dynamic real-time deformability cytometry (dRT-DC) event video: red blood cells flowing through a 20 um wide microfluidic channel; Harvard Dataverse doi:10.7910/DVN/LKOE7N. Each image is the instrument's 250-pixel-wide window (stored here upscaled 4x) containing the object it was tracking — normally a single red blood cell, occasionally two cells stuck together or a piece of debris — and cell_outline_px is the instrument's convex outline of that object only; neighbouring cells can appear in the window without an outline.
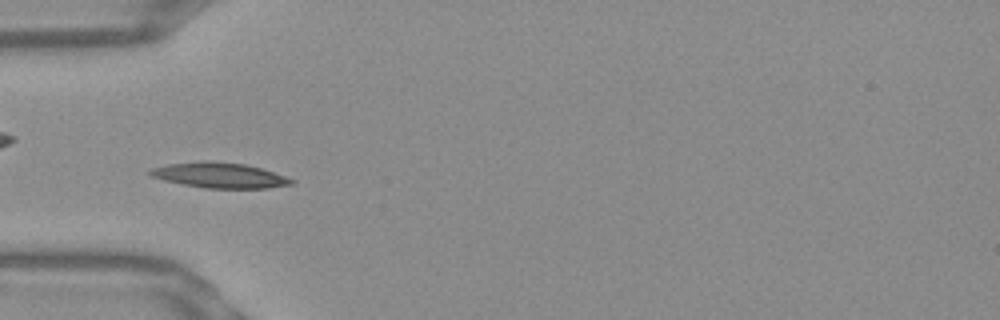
{"species": "Egyptian fruit bat (a non-hibernating species)", "species_latin": "Rousettus aegyptiacus", "temperature_condition": "warm", "stored_images_in_passage": 53, "camera_frame_rate_fps": 3000, "um_per_image_px": 0.085, "frame": {"image": 1, "passage_image": 17, "time_ms": 5.333, "image_size_px": [1000, 320], "cell_outline_px": [[296, 184], [268, 188], [204, 188], [164, 180], [152, 176], [148, 172], [152, 168], [168, 164], [200, 160], [204, 160], [244, 164], [260, 168], [296, 180]], "centroid_in_image_um": [18.69, 14.9], "position_along_channel_um": 66.3, "area_um2": 20.75}}
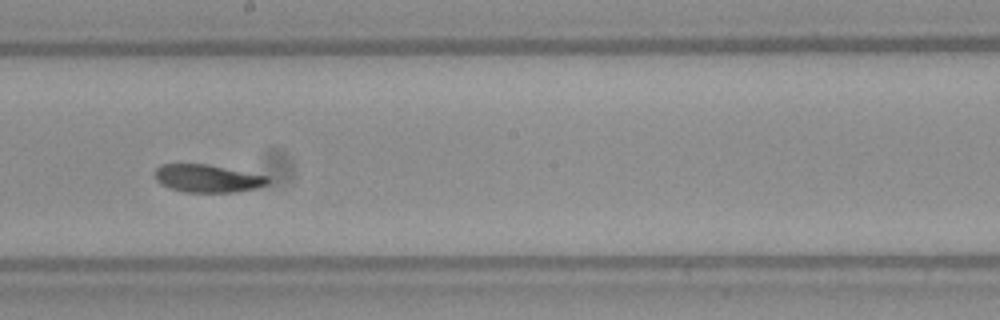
{"frame": {"image": 2, "passage_image": 30, "time_ms": 9.667, "image_size_px": [1000, 320], "cell_outline_px": [[272, 180], [268, 184], [256, 188], [236, 192], [184, 192], [160, 184], [156, 180], [156, 168], [160, 164], [208, 164], [268, 176]], "centroid_in_image_um": [17.67, 15.16], "position_along_channel_um": 230.5, "area_um2": 18.32}}
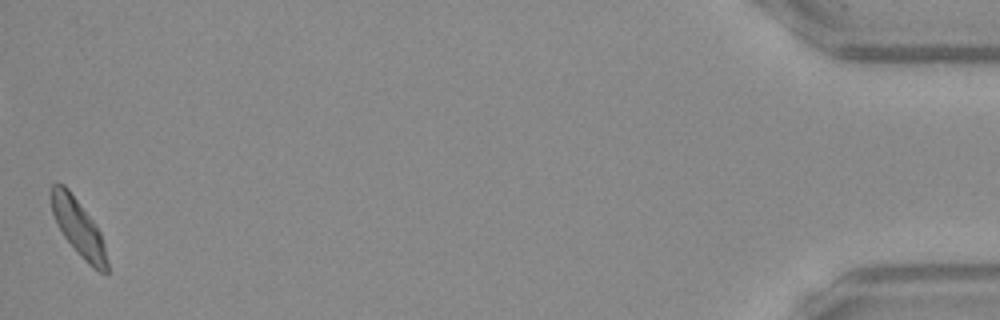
{"frame": {"image": 3, "passage_image": 53, "time_ms": 17.333, "image_size_px": [1000, 320], "cell_outline_px": [[108, 272], [100, 272], [92, 268], [80, 256], [64, 236], [56, 224], [52, 212], [48, 192], [52, 184], [64, 184], [68, 188], [92, 220], [100, 232], [104, 244], [108, 264]], "centroid_in_image_um": [6.63, 19.33], "position_along_channel_um": 428.6, "area_um2": 18.5}, "authors_computed_cell_mechanics": {"area_um2": 18.7272, "velocity_mm_per_s": 3.7914, "shape_relaxation_time_tau1_ms": 3.8096, "shape_relaxation_time_tau2_ms": 3.8734, "deformation_change_tau1": 0.1316, "deformation_change_tau2": 0.0934}}